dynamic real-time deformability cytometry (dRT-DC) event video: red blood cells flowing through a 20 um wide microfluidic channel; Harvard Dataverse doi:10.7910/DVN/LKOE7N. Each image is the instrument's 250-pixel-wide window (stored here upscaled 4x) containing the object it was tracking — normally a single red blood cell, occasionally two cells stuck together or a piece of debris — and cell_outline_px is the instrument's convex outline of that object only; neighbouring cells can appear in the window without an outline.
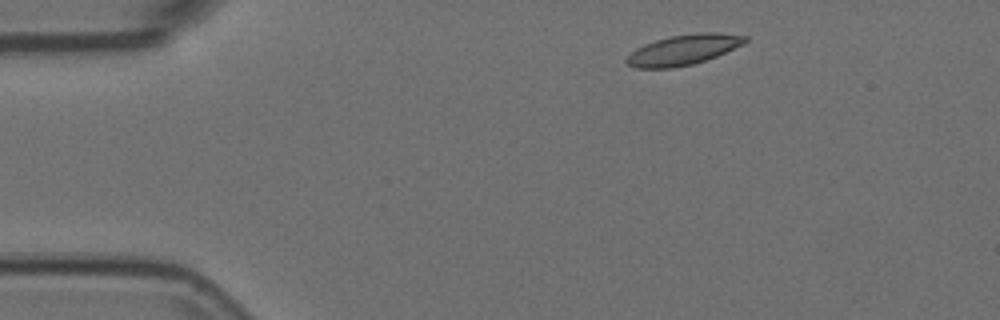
{"species": "Egyptian fruit bat (a non-hibernating species)", "species_latin": "Rousettus aegyptiacus", "temperature_condition": "room temperature", "stored_images_in_passage": 3, "camera_frame_rate_fps": 3000, "um_per_image_px": 0.085, "animal": {"sex": "female"}, "frame": {"image": 1, "passage_image": 1, "time_ms": 0.0, "image_size_px": [1000, 320], "cell_outline_px": [[748, 40], [744, 44], [716, 56], [692, 64], [672, 68], [636, 68], [628, 64], [624, 60], [636, 48], [644, 44], [656, 40], [672, 36], [700, 32], [716, 32], [748, 36]], "centroid_in_image_um": [58.1, 4.23], "position_along_channel_um": 26.9, "area_um2": 20.75}}